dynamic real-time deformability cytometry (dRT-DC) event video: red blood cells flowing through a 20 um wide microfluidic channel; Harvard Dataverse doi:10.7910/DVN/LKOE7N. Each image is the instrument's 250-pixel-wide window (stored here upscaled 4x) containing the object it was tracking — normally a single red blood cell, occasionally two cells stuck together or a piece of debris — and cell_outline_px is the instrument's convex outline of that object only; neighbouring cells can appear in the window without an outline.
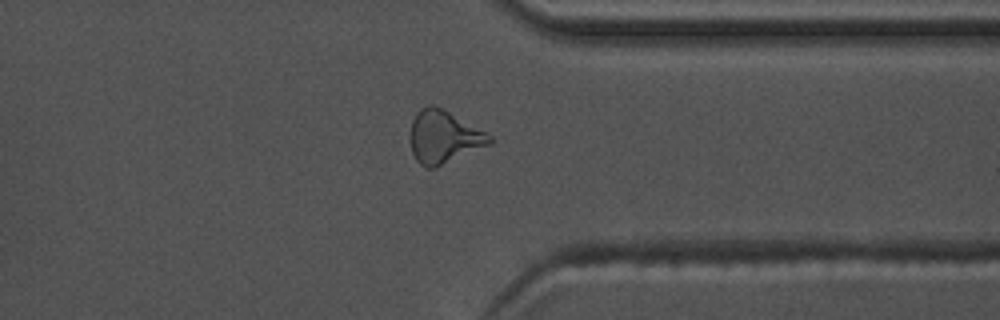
{"species": "common noctule bat (a hibernating species)", "species_latin": "Nyctalus noctula", "temperature_condition": "warm", "stored_images_in_passage": 42, "camera_frame_rate_fps": 3000, "um_per_image_px": 0.085, "animal": {"sex": "male", "body_mass_g": 17.5, "forearm_length_mm": 52.3}, "frame": {"image": 1, "passage_image": 36, "time_ms": 11.667, "image_size_px": [1000, 320], "cell_outline_px": [[492, 144], [436, 168], [424, 168], [416, 160], [412, 152], [412, 120], [416, 112], [420, 108], [428, 104], [436, 104], [492, 136]], "centroid_in_image_um": [37.73, 11.64], "position_along_channel_um": 373.7, "area_um2": 24.45}, "authors_computed_cell_mechanics": {"area_um2": 21.7906, "velocity_mm_per_s": 3.728, "shape_relaxation_time_tau1_ms": null, "shape_relaxation_time_tau2_ms": 2.1778, "deformation_change_tau1": null, "deformation_change_tau2": 0.1146}}